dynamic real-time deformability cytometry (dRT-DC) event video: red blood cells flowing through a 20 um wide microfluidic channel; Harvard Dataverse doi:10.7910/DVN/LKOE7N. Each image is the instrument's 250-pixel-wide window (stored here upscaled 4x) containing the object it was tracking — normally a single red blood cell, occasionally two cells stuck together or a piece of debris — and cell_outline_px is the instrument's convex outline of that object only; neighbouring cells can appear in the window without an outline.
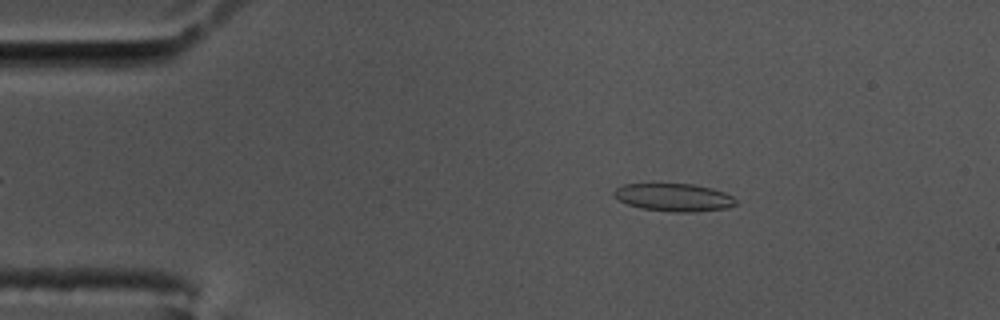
{"species": "common noctule bat (a hibernating species)", "species_latin": "Nyctalus noctula", "temperature_condition": "cold", "stored_images_in_passage": 57, "camera_frame_rate_fps": 3000, "um_per_image_px": 0.085, "animal": {"sex": "male", "body_mass_g": 17.5, "forearm_length_mm": 52.3}, "frame": {"image": 1, "passage_image": 9, "time_ms": 2.667, "image_size_px": [1000, 320], "cell_outline_px": [[736, 204], [728, 208], [696, 212], [676, 212], [640, 208], [628, 204], [612, 196], [612, 192], [616, 188], [624, 184], [692, 184], [712, 188], [724, 192], [732, 196], [736, 200]], "centroid_in_image_um": [57.28, 16.78], "position_along_channel_um": 27.7, "area_um2": 19.77}}
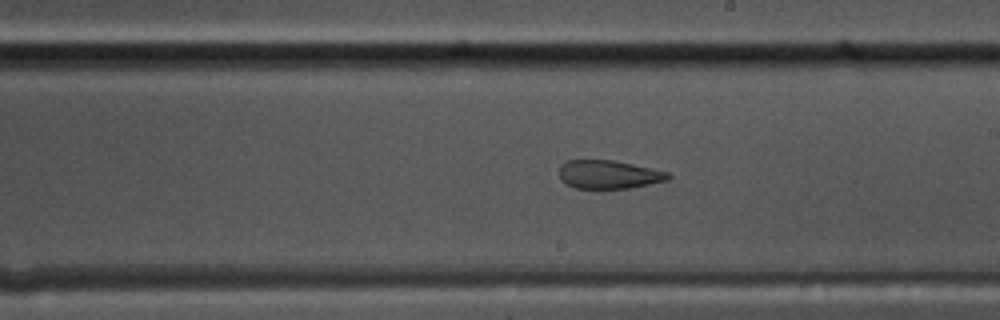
{"frame": {"image": 2, "passage_image": 32, "time_ms": 10.333, "image_size_px": [1000, 320], "cell_outline_px": [[672, 176], [668, 180], [628, 188], [576, 188], [560, 180], [560, 164], [568, 160], [612, 160], [652, 168], [668, 172]], "centroid_in_image_um": [51.74, 14.82], "position_along_channel_um": 237.3, "area_um2": 17.92}}
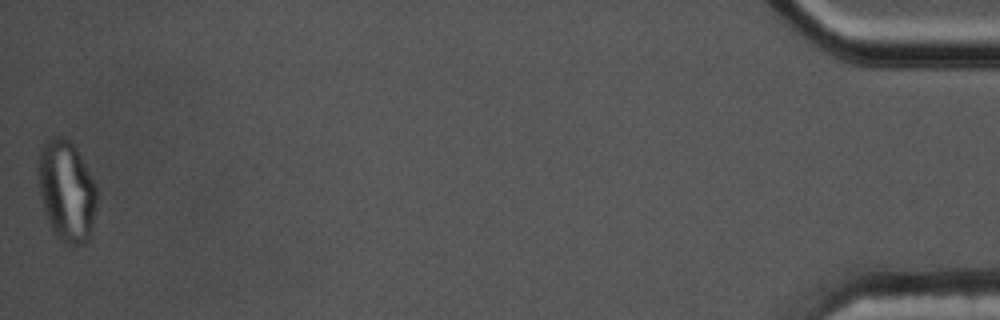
{"frame": {"image": 3, "passage_image": 57, "time_ms": 18.667, "image_size_px": [1000, 320], "cell_outline_px": [[96, 204], [88, 240], [84, 244], [68, 244], [56, 236], [52, 232], [40, 196], [40, 152], [44, 140], [52, 136], [64, 136], [76, 148], [96, 184]], "centroid_in_image_um": [5.67, 16.21], "position_along_channel_um": 429.5, "area_um2": 33.87}, "authors_computed_cell_mechanics": {"area_um2": 19.941, "velocity_mm_per_s": 3.4522, "shape_relaxation_time_tau1_ms": null, "shape_relaxation_time_tau2_ms": 1.7093, "deformation_change_tau1": null, "deformation_change_tau2": 0.0767}}